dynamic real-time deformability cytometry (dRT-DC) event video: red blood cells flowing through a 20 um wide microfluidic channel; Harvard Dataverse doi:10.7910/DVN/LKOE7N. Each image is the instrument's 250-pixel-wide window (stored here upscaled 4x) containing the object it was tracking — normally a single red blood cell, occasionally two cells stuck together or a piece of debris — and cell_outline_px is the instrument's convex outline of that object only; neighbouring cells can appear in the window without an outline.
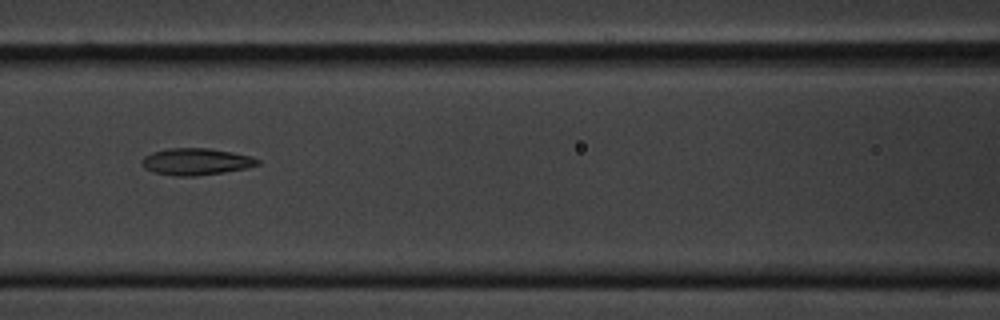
{"species": "common noctule bat (a hibernating species)", "species_latin": "Nyctalus noctula", "temperature_condition": "cold", "stored_images_in_passage": 9, "camera_frame_rate_fps": 3000, "um_per_image_px": 0.085, "animal": {"sex": "male", "body_mass_g": 20.1, "forearm_length_mm": 53.5}, "frame": {"image": 1, "passage_image": 8, "time_ms": 8.0, "image_size_px": [1000, 320], "cell_outline_px": [[260, 164], [248, 168], [224, 172], [196, 176], [176, 176], [152, 172], [144, 168], [140, 160], [144, 156], [152, 152], [168, 148], [208, 148], [232, 152], [252, 156], [260, 160]], "centroid_in_image_um": [16.66, 13.74], "position_along_channel_um": 149.9, "area_um2": 18.26}}
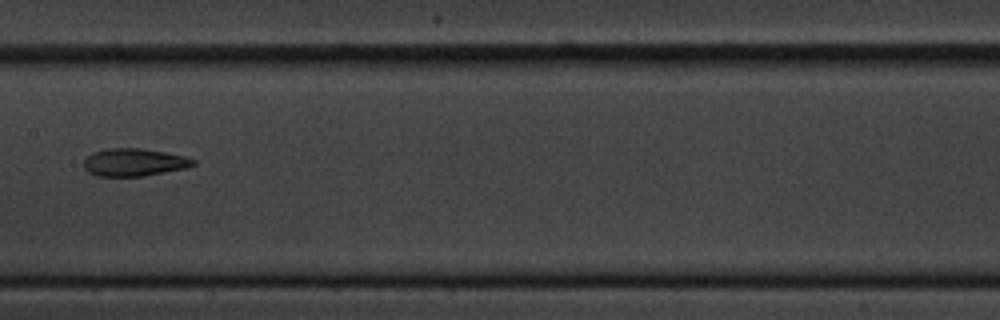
{"frame": {"image": 2, "passage_image": 9, "time_ms": 9.333, "image_size_px": [1000, 320], "cell_outline_px": [[196, 164], [188, 168], [144, 176], [96, 176], [88, 172], [84, 168], [84, 160], [92, 152], [108, 148], [140, 148], [164, 152], [184, 156], [196, 160]], "centroid_in_image_um": [11.41, 13.8], "position_along_channel_um": 196.0, "area_um2": 17.74}}